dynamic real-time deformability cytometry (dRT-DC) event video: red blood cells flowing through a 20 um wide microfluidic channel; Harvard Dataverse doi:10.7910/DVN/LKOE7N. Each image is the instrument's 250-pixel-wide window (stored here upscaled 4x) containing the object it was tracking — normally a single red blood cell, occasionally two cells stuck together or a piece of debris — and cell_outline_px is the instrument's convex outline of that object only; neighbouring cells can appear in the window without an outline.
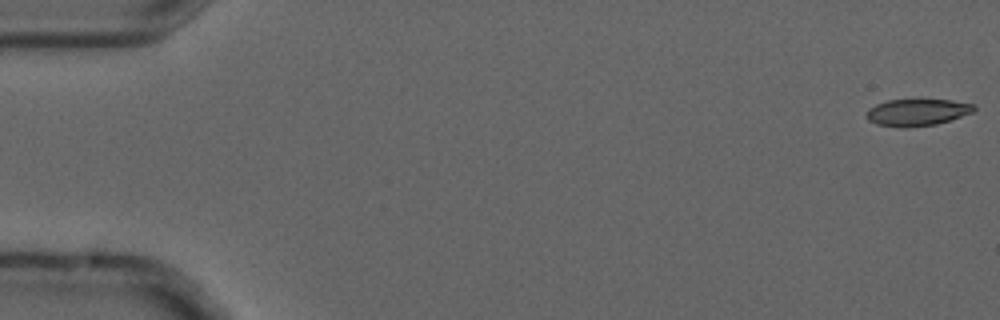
{"species": "common noctule bat (a hibernating species)", "species_latin": "Nyctalus noctula", "temperature_condition": "cold", "stored_images_in_passage": 6, "camera_frame_rate_fps": 3000, "um_per_image_px": 0.085, "animal": {"sex": "male", "forearm_length_mm": 52.5}, "frame": {"image": 1, "passage_image": 1, "time_ms": 0.0, "image_size_px": [1000, 320], "cell_outline_px": [[976, 108], [972, 112], [936, 124], [904, 128], [876, 124], [868, 120], [864, 116], [868, 108], [876, 104], [888, 100], [952, 100], [976, 104]], "centroid_in_image_um": [77.92, 9.54], "position_along_channel_um": 7.1, "area_um2": 16.82}}
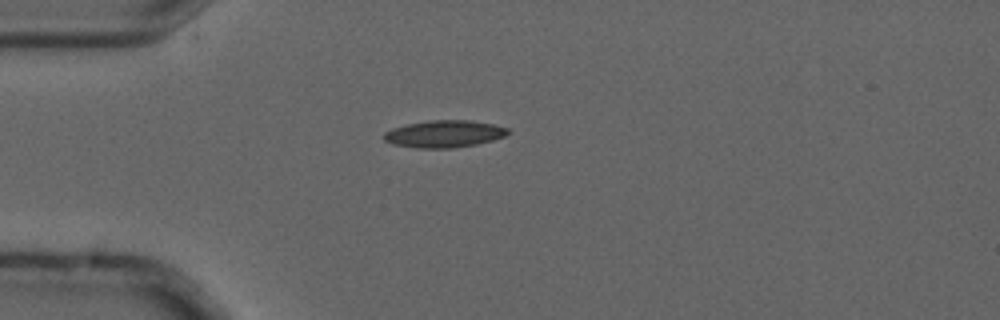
{"frame": {"image": 2, "passage_image": 5, "time_ms": 1.333, "image_size_px": [1000, 320], "cell_outline_px": [[512, 132], [504, 136], [492, 140], [476, 144], [452, 148], [416, 148], [392, 144], [384, 140], [384, 132], [392, 128], [408, 124], [432, 120], [472, 120], [492, 124], [508, 128]], "centroid_in_image_um": [37.76, 11.38], "position_along_channel_um": 47.2, "area_um2": 19.59}}